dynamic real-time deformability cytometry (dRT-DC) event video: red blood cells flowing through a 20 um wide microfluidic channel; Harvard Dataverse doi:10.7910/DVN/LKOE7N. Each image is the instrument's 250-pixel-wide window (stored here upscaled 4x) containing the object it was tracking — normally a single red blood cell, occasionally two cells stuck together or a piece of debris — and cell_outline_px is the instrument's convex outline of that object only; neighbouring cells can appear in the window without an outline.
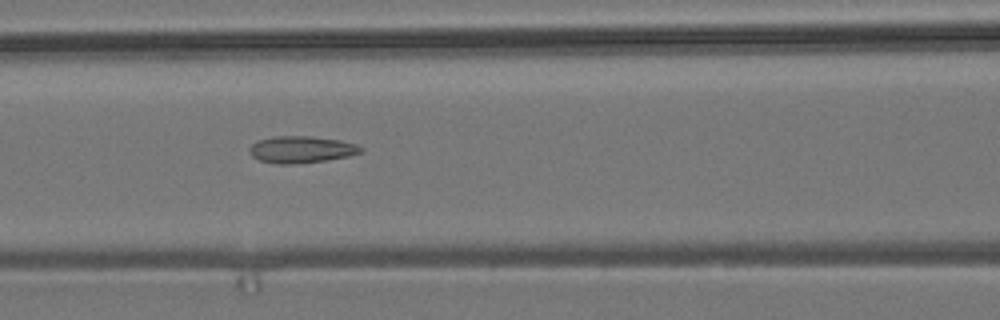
{"species": "common noctule bat (a hibernating species)", "species_latin": "Nyctalus noctula", "temperature_condition": "room temperature", "stored_images_in_passage": 4, "camera_frame_rate_fps": 3000, "um_per_image_px": 0.085, "animal": {"sex": "male", "body_mass_g": 19.2, "forearm_length_mm": 51.8}, "frame": {"image": 1, "passage_image": 4, "time_ms": 1.0, "image_size_px": [1000, 320], "cell_outline_px": [[364, 152], [348, 156], [324, 160], [296, 164], [276, 164], [260, 160], [252, 156], [248, 148], [256, 140], [272, 136], [312, 136], [340, 140], [356, 144], [364, 148]], "centroid_in_image_um": [25.61, 12.7], "position_along_channel_um": 141.0, "area_um2": 17.57}}